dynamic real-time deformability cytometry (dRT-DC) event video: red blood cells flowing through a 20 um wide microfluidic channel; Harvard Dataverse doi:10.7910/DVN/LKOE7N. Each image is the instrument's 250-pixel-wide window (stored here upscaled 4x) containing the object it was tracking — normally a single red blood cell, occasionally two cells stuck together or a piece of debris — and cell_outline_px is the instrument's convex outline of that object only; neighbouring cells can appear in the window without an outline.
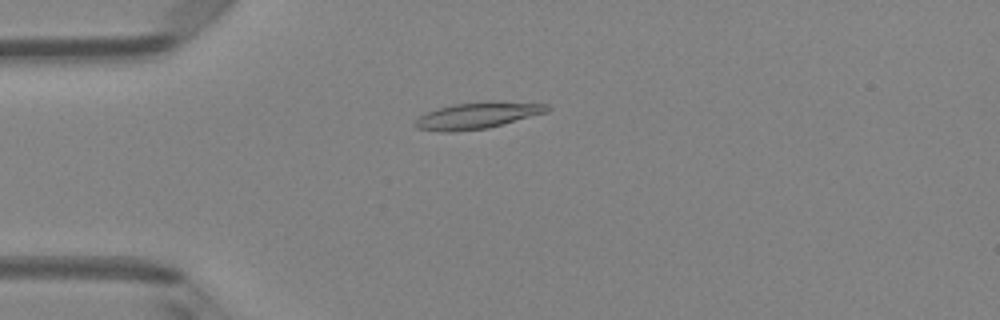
{"species": "Egyptian fruit bat (a non-hibernating species)", "species_latin": "Rousettus aegyptiacus", "temperature_condition": "room temperature", "stored_images_in_passage": 4, "camera_frame_rate_fps": 3000, "um_per_image_px": 0.085, "animal": {"sex": "female"}, "frame": {"image": 1, "passage_image": 3, "time_ms": 2.333, "image_size_px": [1000, 320], "cell_outline_px": [[552, 108], [548, 112], [488, 128], [456, 132], [444, 132], [416, 128], [412, 124], [420, 116], [428, 112], [452, 104], [484, 100], [496, 100], [548, 104]], "centroid_in_image_um": [40.63, 9.8], "position_along_channel_um": 44.4, "area_um2": 20.75}}